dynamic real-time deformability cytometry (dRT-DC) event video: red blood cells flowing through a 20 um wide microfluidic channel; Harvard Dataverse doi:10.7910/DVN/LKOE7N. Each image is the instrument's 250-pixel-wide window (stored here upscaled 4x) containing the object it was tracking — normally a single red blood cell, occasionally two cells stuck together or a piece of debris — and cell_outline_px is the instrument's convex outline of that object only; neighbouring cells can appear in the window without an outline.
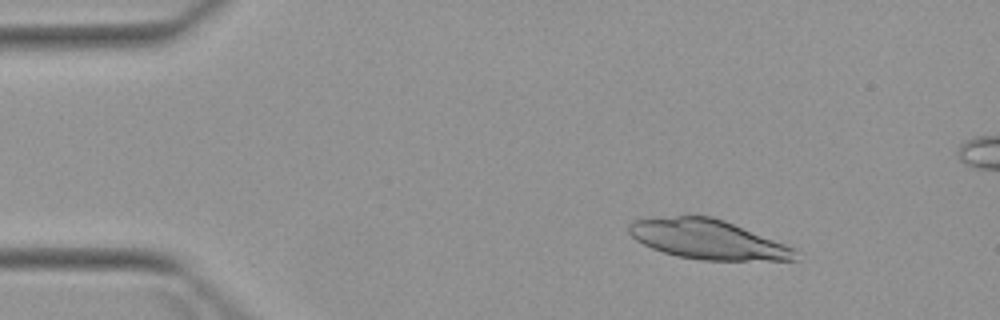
{"species": "Egyptian fruit bat (a non-hibernating species)", "species_latin": "Rousettus aegyptiacus", "temperature_condition": "warm", "stored_images_in_passage": 4, "camera_frame_rate_fps": 3000, "um_per_image_px": 0.085, "animal": {"sex": "female"}, "frame": {"image": 1, "passage_image": 2, "time_ms": 1.0, "image_size_px": [1000, 320], "cell_outline_px": [[800, 260], [700, 260], [676, 256], [652, 248], [636, 240], [628, 232], [628, 224], [632, 220], [688, 212], [712, 216], [724, 220], [784, 244], [792, 248]], "centroid_in_image_um": [60.06, 20.3], "position_along_channel_um": 24.9, "area_um2": 38.84}}